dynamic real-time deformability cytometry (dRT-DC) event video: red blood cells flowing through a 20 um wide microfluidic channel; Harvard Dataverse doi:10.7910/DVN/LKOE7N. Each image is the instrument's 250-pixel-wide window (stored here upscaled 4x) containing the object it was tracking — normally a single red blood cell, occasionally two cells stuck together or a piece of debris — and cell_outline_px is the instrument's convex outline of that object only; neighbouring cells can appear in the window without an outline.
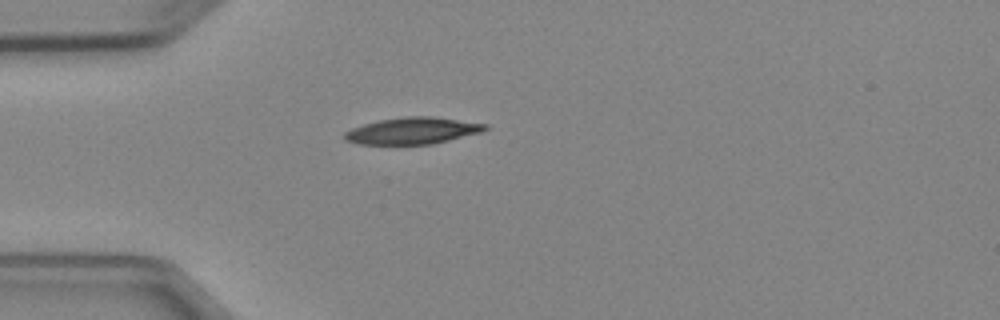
{"species": "Egyptian fruit bat (a non-hibernating species)", "species_latin": "Rousettus aegyptiacus", "temperature_condition": "cold", "stored_images_in_passage": 4, "camera_frame_rate_fps": 3000, "um_per_image_px": 0.085, "animal": {"sex": "female"}, "frame": {"image": 1, "passage_image": 4, "time_ms": 3.667, "image_size_px": [1000, 320], "cell_outline_px": [[488, 128], [480, 132], [432, 144], [360, 144], [344, 140], [344, 132], [352, 128], [364, 124], [380, 120], [404, 116], [432, 116], [488, 124]], "centroid_in_image_um": [35.05, 11.11], "position_along_channel_um": 50.0, "area_um2": 21.68}}